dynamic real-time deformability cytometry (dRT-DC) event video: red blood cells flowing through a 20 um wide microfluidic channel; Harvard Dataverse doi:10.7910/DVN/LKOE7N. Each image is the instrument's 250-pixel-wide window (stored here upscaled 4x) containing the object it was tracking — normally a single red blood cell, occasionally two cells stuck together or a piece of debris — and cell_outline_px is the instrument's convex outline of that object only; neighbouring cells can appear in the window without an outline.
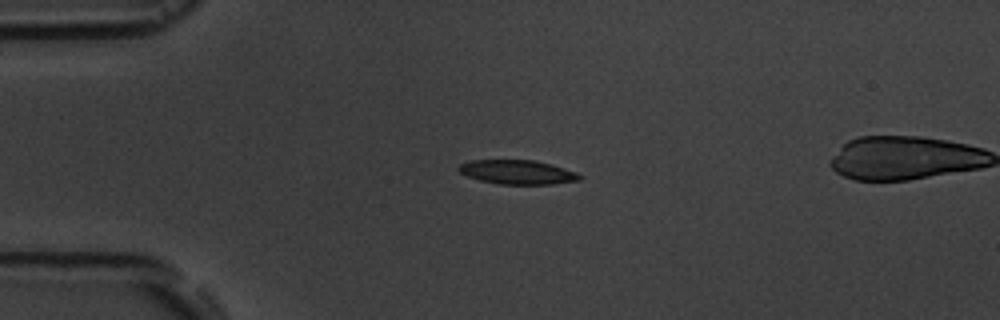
{"species": "common noctule bat (a hibernating species)", "species_latin": "Nyctalus noctula", "temperature_condition": "room temperature", "stored_images_in_passage": 3, "camera_frame_rate_fps": 3000, "um_per_image_px": 0.085, "animal": {"sex": "male", "body_mass_g": 19.5, "forearm_length_mm": 54.6}, "frame": {"image": 1, "passage_image": 1, "time_ms": 0.0, "image_size_px": [1000, 320], "cell_outline_px": [[584, 176], [580, 180], [552, 184], [500, 184], [480, 180], [468, 176], [460, 172], [456, 168], [460, 164], [472, 160], [536, 160], [552, 164], [576, 172]], "centroid_in_image_um": [44.01, 14.62], "position_along_channel_um": 41.0, "area_um2": 17.05}}